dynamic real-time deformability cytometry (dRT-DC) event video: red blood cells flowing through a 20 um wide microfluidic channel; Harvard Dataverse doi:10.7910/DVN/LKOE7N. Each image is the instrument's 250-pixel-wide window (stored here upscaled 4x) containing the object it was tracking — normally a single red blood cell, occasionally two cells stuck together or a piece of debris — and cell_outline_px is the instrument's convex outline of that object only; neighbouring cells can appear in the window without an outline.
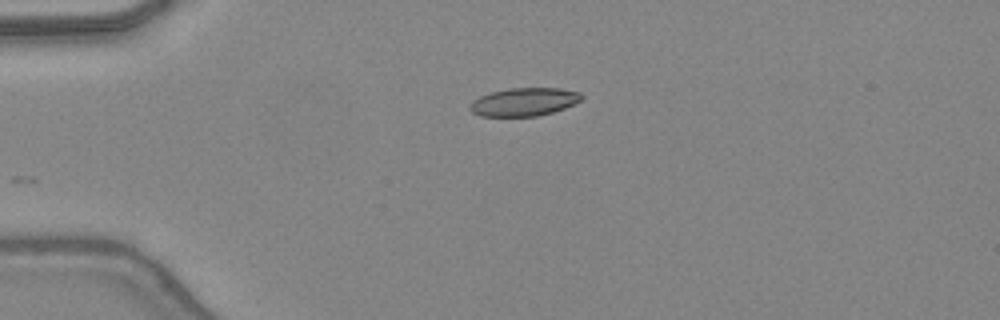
{"species": "common noctule bat (a hibernating species)", "species_latin": "Nyctalus noctula", "temperature_condition": "warm", "stored_images_in_passage": 31, "camera_frame_rate_fps": 3000, "um_per_image_px": 0.085, "animal": {"sex": "female", "body_mass_g": 24.6, "forearm_length_mm": 56.2}, "frame": {"image": 1, "passage_image": 1, "time_ms": 0.0, "image_size_px": [1000, 320], "cell_outline_px": [[584, 96], [580, 100], [564, 108], [552, 112], [536, 116], [480, 116], [472, 112], [468, 108], [472, 100], [480, 96], [492, 92], [508, 88], [560, 88], [580, 92]], "centroid_in_image_um": [44.52, 8.65], "position_along_channel_um": 40.5, "area_um2": 18.26}}
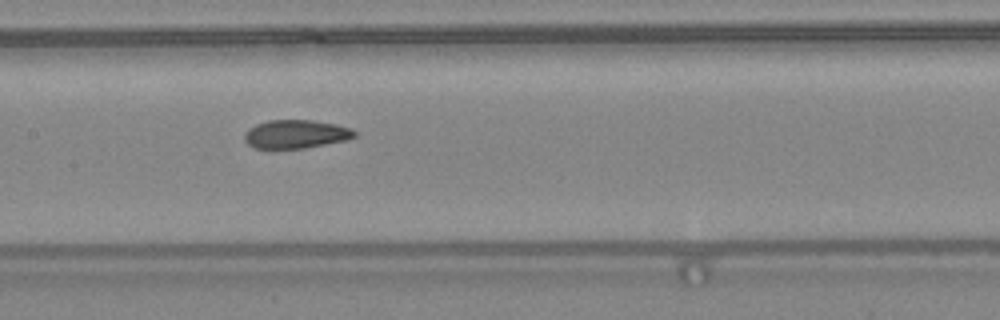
{"frame": {"image": 2, "passage_image": 13, "time_ms": 4.0, "image_size_px": [1000, 320], "cell_outline_px": [[356, 136], [348, 140], [300, 148], [256, 148], [248, 144], [244, 140], [244, 132], [248, 128], [256, 124], [268, 120], [312, 120], [336, 124], [352, 128], [356, 132]], "centroid_in_image_um": [25.14, 11.38], "position_along_channel_um": 182.3, "area_um2": 18.26}}
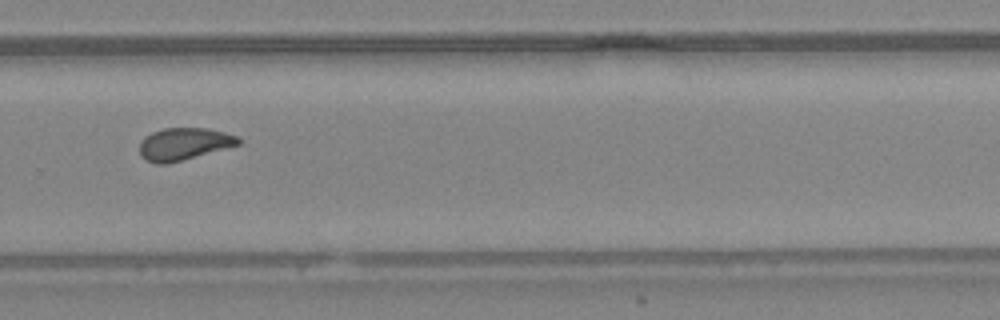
{"frame": {"image": 3, "passage_image": 22, "time_ms": 7.0, "image_size_px": [1000, 320], "cell_outline_px": [[240, 144], [180, 160], [164, 164], [156, 164], [144, 160], [140, 156], [140, 140], [144, 136], [152, 132], [164, 128], [208, 128], [224, 132], [236, 136], [240, 140]], "centroid_in_image_um": [15.56, 12.23], "position_along_channel_um": 314.2, "area_um2": 18.38}, "authors_computed_cell_mechanics": {"area_um2": 18.6116, "velocity_mm_per_s": 4.4181, "shape_relaxation_time_tau1_ms": 9.2539, "shape_relaxation_time_tau2_ms": 0.9805, "deformation_change_tau1": 0.2446, "deformation_change_tau2": 0.0688}}